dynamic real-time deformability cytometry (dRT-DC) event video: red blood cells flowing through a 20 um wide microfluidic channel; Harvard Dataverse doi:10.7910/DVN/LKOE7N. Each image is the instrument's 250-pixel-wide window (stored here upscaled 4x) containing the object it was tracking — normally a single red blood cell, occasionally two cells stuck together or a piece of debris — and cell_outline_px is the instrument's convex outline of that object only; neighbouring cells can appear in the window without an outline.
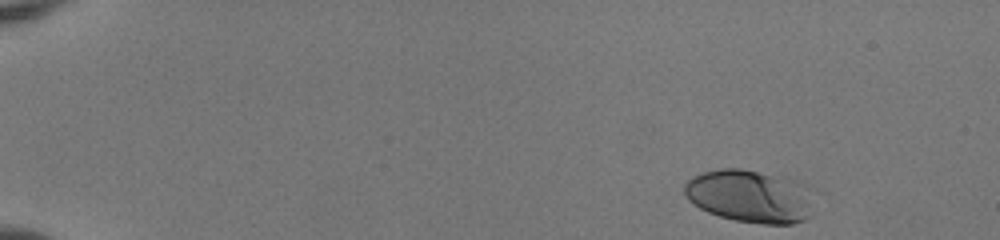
{"species": "human", "species_latin": "Homo sapiens", "temperature_condition": "room temperature", "stored_images_in_passage": 48, "camera_frame_rate_fps": 3000, "um_per_image_px": 0.085, "donor": {"sex": "female"}, "frame": {"image": 1, "passage_image": 1, "time_ms": 0.0, "image_size_px": [1000, 240], "cell_outline_px": [[812, 216], [804, 220], [792, 224], [764, 224], [736, 220], [720, 216], [708, 212], [700, 208], [688, 200], [684, 192], [684, 184], [692, 176], [704, 172], [720, 168], [740, 168], [796, 180], [804, 184], [808, 188]], "centroid_in_image_um": [63.73, 16.68], "position_along_channel_um": 21.3, "area_um2": 39.77}}
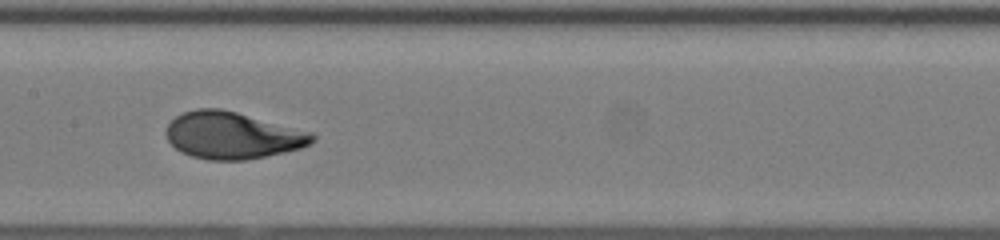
{"frame": {"image": 2, "passage_image": 24, "time_ms": 7.667, "image_size_px": [1000, 240], "cell_outline_px": [[316, 140], [300, 148], [284, 152], [244, 160], [208, 160], [192, 156], [180, 152], [168, 140], [164, 128], [176, 116], [184, 112], [196, 108], [220, 108], [236, 112], [312, 132], [316, 136]], "centroid_in_image_um": [19.72, 11.5], "position_along_channel_um": 187.7, "area_um2": 39.82}}
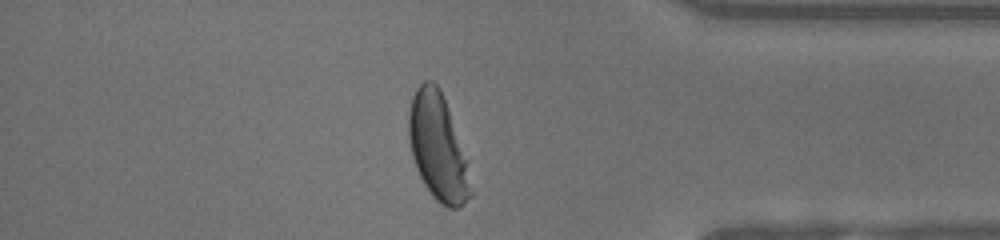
{"frame": {"image": 3, "passage_image": 41, "time_ms": 13.333, "image_size_px": [1000, 240], "cell_outline_px": [[472, 196], [460, 208], [448, 208], [440, 204], [432, 196], [424, 184], [416, 168], [412, 156], [408, 136], [408, 116], [412, 96], [416, 88], [424, 80], [432, 80], [440, 88], [464, 160], [472, 192]], "centroid_in_image_um": [37.15, 12.54], "position_along_channel_um": 398.0, "area_um2": 37.34}, "authors_computed_cell_mechanics": {"area_um2": 39.1595, "velocity_mm_per_s": 3.9881, "shape_relaxation_time_tau1_ms": 3.8551, "shape_relaxation_time_tau2_ms": null, "deformation_change_tau1": 0.2024, "deformation_change_tau2": null}}